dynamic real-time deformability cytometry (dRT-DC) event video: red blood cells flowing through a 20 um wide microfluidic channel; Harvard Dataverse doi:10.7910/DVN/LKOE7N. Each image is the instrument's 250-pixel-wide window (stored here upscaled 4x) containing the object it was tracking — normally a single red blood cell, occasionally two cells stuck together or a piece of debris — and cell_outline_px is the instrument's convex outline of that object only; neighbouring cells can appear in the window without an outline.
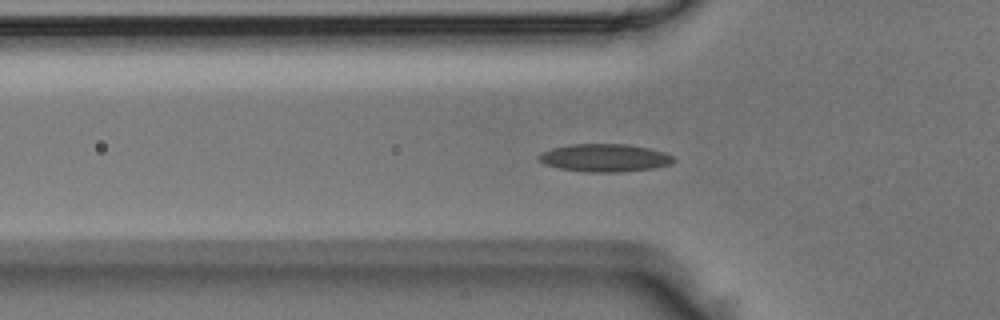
{"species": "Egyptian fruit bat (a non-hibernating species)", "species_latin": "Rousettus aegyptiacus", "temperature_condition": "room temperature", "stored_images_in_passage": 37, "camera_frame_rate_fps": 3000, "um_per_image_px": 0.085, "animal": {"sex": "male"}, "frame": {"image": 1, "passage_image": 2, "time_ms": 0.333, "image_size_px": [1000, 320], "cell_outline_px": [[676, 160], [672, 164], [652, 168], [616, 172], [584, 172], [560, 168], [544, 164], [536, 156], [540, 152], [552, 148], [568, 144], [628, 144], [648, 148], [664, 152], [672, 156]], "centroid_in_image_um": [51.37, 13.41], "position_along_channel_um": 74.4, "area_um2": 21.91}}
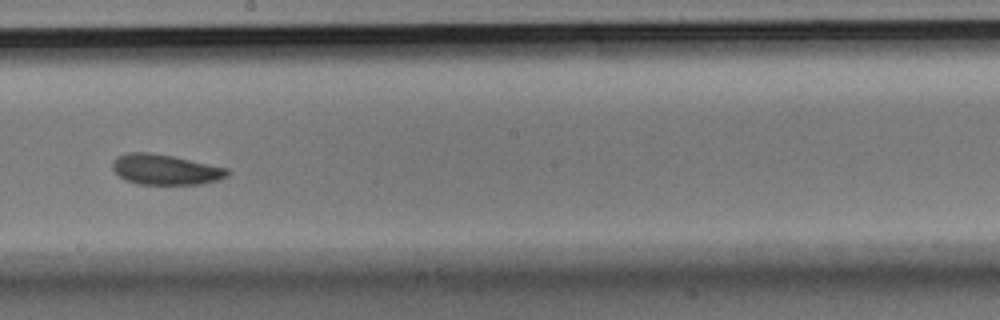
{"frame": {"image": 2, "passage_image": 14, "time_ms": 4.333, "image_size_px": [1000, 320], "cell_outline_px": [[228, 176], [220, 180], [200, 184], [136, 184], [124, 180], [112, 168], [112, 160], [116, 156], [128, 152], [148, 152], [172, 156], [228, 168]], "centroid_in_image_um": [14.03, 14.41], "position_along_channel_um": 234.2, "area_um2": 20.4}}
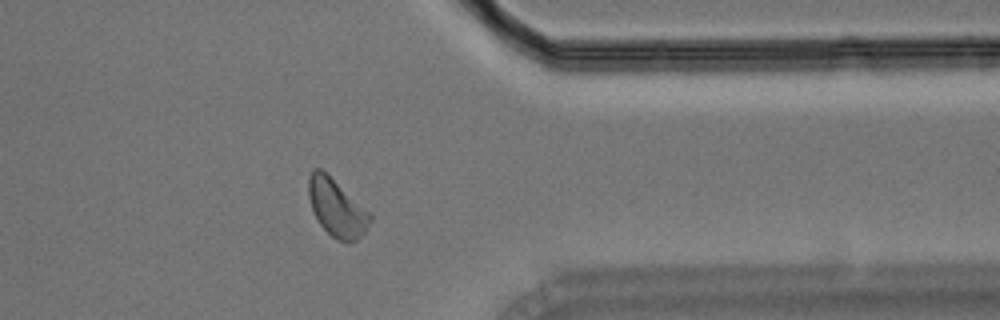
{"frame": {"image": 3, "passage_image": 26, "time_ms": 8.333, "image_size_px": [1000, 320], "cell_outline_px": [[372, 220], [364, 232], [356, 240], [348, 244], [336, 240], [320, 224], [312, 212], [308, 196], [308, 176], [312, 168], [320, 168], [372, 212]], "centroid_in_image_um": [28.62, 17.67], "position_along_channel_um": 382.8, "area_um2": 20.92}}